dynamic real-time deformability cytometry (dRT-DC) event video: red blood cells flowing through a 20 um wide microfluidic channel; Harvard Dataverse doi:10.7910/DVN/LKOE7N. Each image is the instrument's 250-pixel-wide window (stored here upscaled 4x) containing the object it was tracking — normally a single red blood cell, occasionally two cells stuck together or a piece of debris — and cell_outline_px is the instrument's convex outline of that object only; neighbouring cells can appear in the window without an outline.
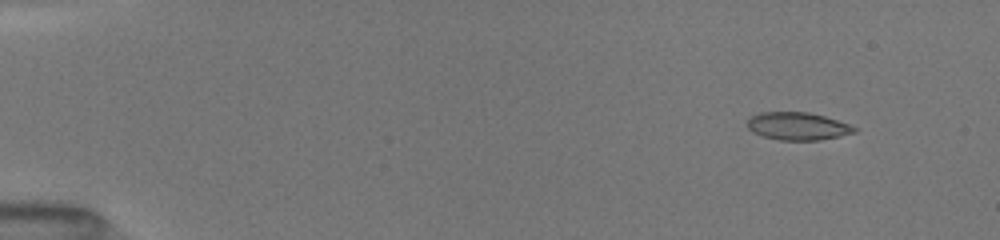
{"species": "common noctule bat (a hibernating species)", "species_latin": "Nyctalus noctula", "temperature_condition": "room temperature", "stored_images_in_passage": 33, "camera_frame_rate_fps": 3000, "um_per_image_px": 0.085, "animal": {"sex": "female", "body_mass_g": 19.5, "forearm_length_mm": 54.1}, "frame": {"image": 1, "passage_image": 7, "time_ms": 1.333, "image_size_px": [1000, 240], "cell_outline_px": [[856, 132], [840, 136], [820, 140], [780, 140], [764, 136], [752, 132], [748, 128], [748, 120], [752, 116], [760, 112], [808, 112], [824, 116], [848, 124], [856, 128]], "centroid_in_image_um": [67.79, 10.72], "position_along_channel_um": 17.2, "area_um2": 17.11}}
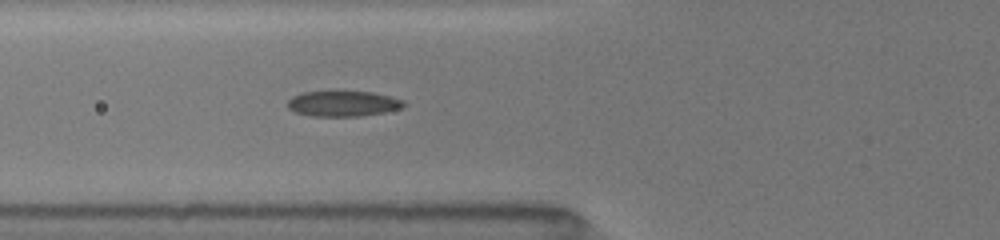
{"frame": {"image": 2, "passage_image": 26, "time_ms": 6.333, "image_size_px": [1000, 240], "cell_outline_px": [[408, 104], [404, 108], [384, 112], [360, 116], [312, 116], [296, 112], [288, 108], [288, 100], [292, 96], [300, 92], [372, 92], [404, 100]], "centroid_in_image_um": [29.19, 8.81], "position_along_channel_um": 96.6, "area_um2": 17.22}}
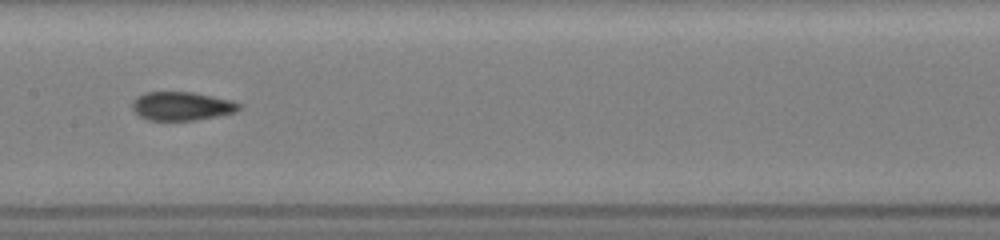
{"frame": {"image": 3, "passage_image": 32, "time_ms": 8.667, "image_size_px": [1000, 240], "cell_outline_px": [[240, 108], [236, 112], [196, 120], [148, 120], [140, 116], [132, 108], [132, 104], [136, 96], [144, 92], [192, 92], [232, 100], [240, 104]], "centroid_in_image_um": [15.44, 9.01], "position_along_channel_um": 192.0, "area_um2": 17.74}}